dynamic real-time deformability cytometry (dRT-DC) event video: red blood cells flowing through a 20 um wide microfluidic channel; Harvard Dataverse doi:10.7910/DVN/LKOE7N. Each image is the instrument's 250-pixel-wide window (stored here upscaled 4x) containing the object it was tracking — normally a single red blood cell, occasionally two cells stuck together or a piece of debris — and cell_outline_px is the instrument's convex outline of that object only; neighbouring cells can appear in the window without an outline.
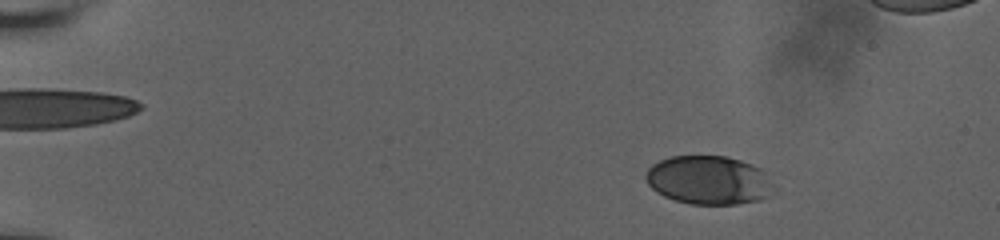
{"species": "human", "species_latin": "Homo sapiens", "temperature_condition": "room temperature", "stored_images_in_passage": 8, "camera_frame_rate_fps": 3000, "um_per_image_px": 0.085, "donor": {"sex": "male"}, "frame": {"image": 1, "passage_image": 4, "time_ms": 3.333, "image_size_px": [1000, 240], "cell_outline_px": [[776, 188], [772, 196], [760, 200], [736, 204], [692, 204], [676, 200], [664, 196], [656, 192], [648, 184], [644, 176], [648, 168], [652, 164], [660, 160], [672, 156], [724, 156], [740, 160], [752, 164], [760, 168]], "centroid_in_image_um": [60.26, 15.32], "position_along_channel_um": 24.7, "area_um2": 36.47}}